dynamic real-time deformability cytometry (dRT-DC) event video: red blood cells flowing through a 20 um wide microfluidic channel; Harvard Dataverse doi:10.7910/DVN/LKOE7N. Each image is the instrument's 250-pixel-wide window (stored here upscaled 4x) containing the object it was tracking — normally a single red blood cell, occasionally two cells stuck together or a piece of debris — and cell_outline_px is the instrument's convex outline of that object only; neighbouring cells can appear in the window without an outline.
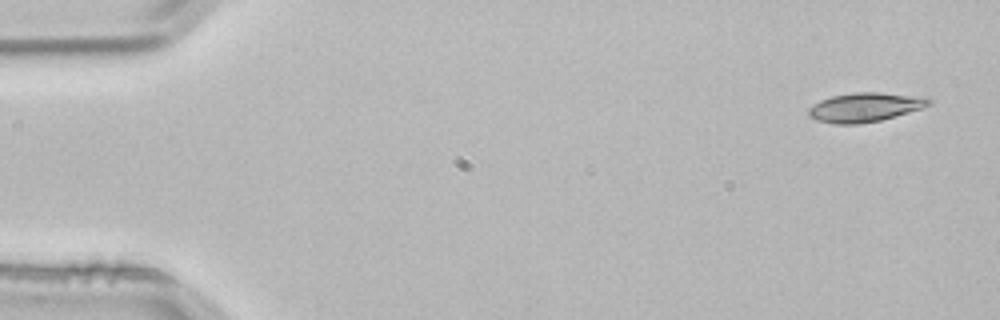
{"species": "common noctule bat (a hibernating species)", "species_latin": "Nyctalus noctula", "temperature_condition": "room temperature", "stored_images_in_passage": 5, "camera_frame_rate_fps": 3000, "um_per_image_px": 0.085, "animal": {"sex": "male", "body_mass_g": 21.5, "forearm_length_mm": 52.0}, "frame": {"image": 1, "passage_image": 1, "time_ms": 0.0, "image_size_px": [1000, 320], "cell_outline_px": [[932, 104], [908, 112], [880, 120], [860, 124], [832, 124], [816, 120], [808, 116], [808, 108], [820, 100], [832, 96], [856, 92], [880, 92], [928, 96], [932, 100]], "centroid_in_image_um": [73.54, 9.1], "position_along_channel_um": 11.5, "area_um2": 20.63}}